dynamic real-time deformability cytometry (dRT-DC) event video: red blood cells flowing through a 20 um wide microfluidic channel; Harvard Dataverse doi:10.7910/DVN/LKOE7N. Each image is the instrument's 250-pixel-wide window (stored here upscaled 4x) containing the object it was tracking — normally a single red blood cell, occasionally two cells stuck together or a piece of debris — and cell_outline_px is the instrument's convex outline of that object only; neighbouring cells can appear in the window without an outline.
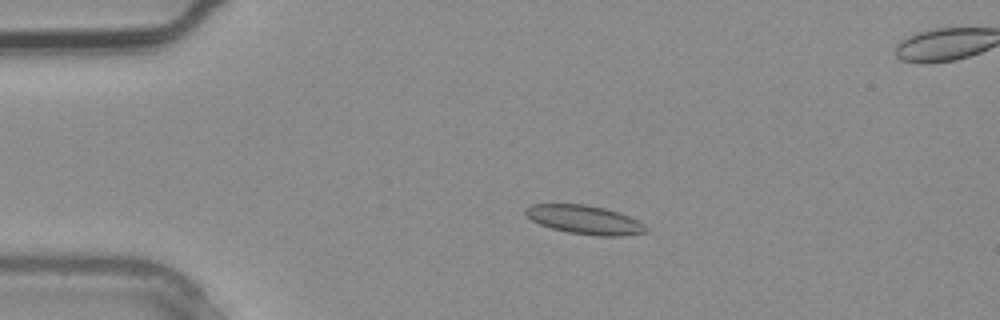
{"species": "common noctule bat (a hibernating species)", "species_latin": "Nyctalus noctula", "temperature_condition": "warm", "stored_images_in_passage": 4, "camera_frame_rate_fps": 3000, "um_per_image_px": 0.085, "animal": {"sex": "male", "body_mass_g": 20.4}, "frame": {"image": 1, "passage_image": 2, "time_ms": 0.333, "image_size_px": [1000, 320], "cell_outline_px": [[648, 232], [620, 236], [600, 236], [568, 232], [552, 228], [540, 224], [532, 220], [524, 212], [524, 208], [532, 204], [584, 204], [604, 208], [628, 216], [644, 224], [648, 228]], "centroid_in_image_um": [49.69, 18.68], "position_along_channel_um": 35.3, "area_um2": 20.0}}